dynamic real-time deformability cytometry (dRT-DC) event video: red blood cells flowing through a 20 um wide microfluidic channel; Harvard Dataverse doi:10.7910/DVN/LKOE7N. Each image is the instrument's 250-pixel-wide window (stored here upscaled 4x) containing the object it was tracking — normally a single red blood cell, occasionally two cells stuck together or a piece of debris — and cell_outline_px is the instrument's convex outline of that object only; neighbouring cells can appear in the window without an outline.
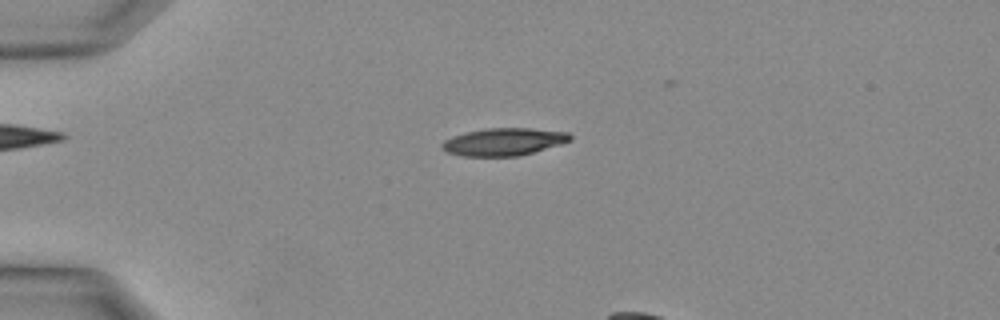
{"species": "Egyptian fruit bat (a non-hibernating species)", "species_latin": "Rousettus aegyptiacus", "temperature_condition": "warm", "stored_images_in_passage": 5, "camera_frame_rate_fps": 3000, "um_per_image_px": 0.085, "animal": {"sex": "female"}, "frame": {"image": 1, "passage_image": 1, "time_ms": 0.0, "image_size_px": [1000, 320], "cell_outline_px": [[572, 140], [560, 144], [532, 152], [516, 156], [464, 156], [448, 152], [440, 144], [444, 140], [452, 136], [484, 128], [532, 128], [568, 132], [572, 136]], "centroid_in_image_um": [42.83, 12.04], "position_along_channel_um": 42.2, "area_um2": 20.35}}